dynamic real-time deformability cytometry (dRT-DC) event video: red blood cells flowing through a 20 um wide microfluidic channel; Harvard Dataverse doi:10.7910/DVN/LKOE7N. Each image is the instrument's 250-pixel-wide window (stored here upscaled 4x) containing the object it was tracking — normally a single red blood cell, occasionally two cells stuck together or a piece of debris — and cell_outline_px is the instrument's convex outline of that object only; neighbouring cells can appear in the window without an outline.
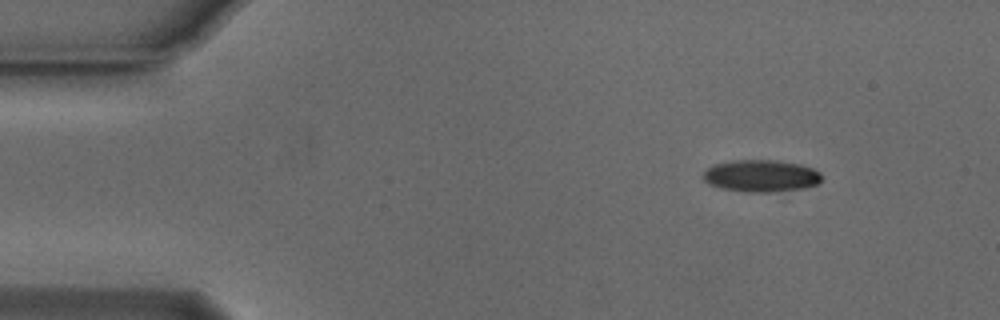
{"species": "Egyptian fruit bat (a non-hibernating species)", "species_latin": "Rousettus aegyptiacus", "temperature_condition": "cold", "stored_images_in_passage": 31, "camera_frame_rate_fps": 3000, "um_per_image_px": 0.085, "animal": {"sex": "male"}, "frame": {"image": 1, "passage_image": 1, "time_ms": 0.0, "image_size_px": [1000, 320], "cell_outline_px": [[820, 180], [816, 184], [804, 188], [772, 192], [744, 192], [720, 188], [708, 184], [700, 176], [708, 168], [716, 164], [732, 160], [776, 160], [800, 164], [812, 168], [820, 172]], "centroid_in_image_um": [64.65, 14.95], "position_along_channel_um": 20.4, "area_um2": 22.2}}
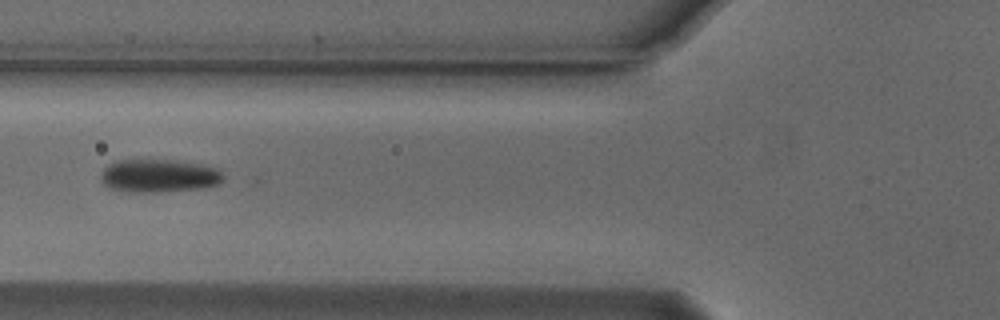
{"frame": {"image": 2, "passage_image": 15, "time_ms": 4.667, "image_size_px": [1000, 320], "cell_outline_px": [[224, 180], [216, 184], [200, 188], [156, 192], [128, 192], [112, 188], [104, 184], [100, 180], [100, 172], [108, 164], [116, 160], [172, 160], [200, 164], [220, 168], [224, 176]], "centroid_in_image_um": [13.5, 14.93], "position_along_channel_um": 112.3, "area_um2": 23.7}}
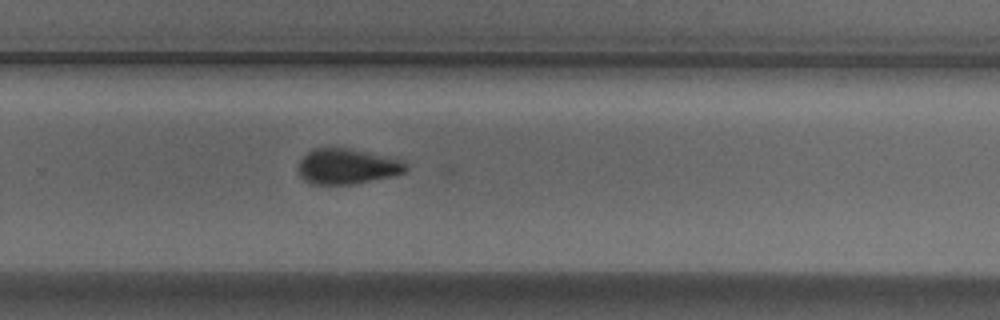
{"frame": {"image": 3, "passage_image": 30, "time_ms": 9.667, "image_size_px": [1000, 320], "cell_outline_px": [[408, 168], [404, 172], [392, 176], [352, 184], [312, 184], [304, 180], [300, 176], [296, 168], [300, 160], [312, 148], [348, 148], [404, 160], [408, 164]], "centroid_in_image_um": [29.49, 14.14], "position_along_channel_um": 300.3, "area_um2": 22.25}}